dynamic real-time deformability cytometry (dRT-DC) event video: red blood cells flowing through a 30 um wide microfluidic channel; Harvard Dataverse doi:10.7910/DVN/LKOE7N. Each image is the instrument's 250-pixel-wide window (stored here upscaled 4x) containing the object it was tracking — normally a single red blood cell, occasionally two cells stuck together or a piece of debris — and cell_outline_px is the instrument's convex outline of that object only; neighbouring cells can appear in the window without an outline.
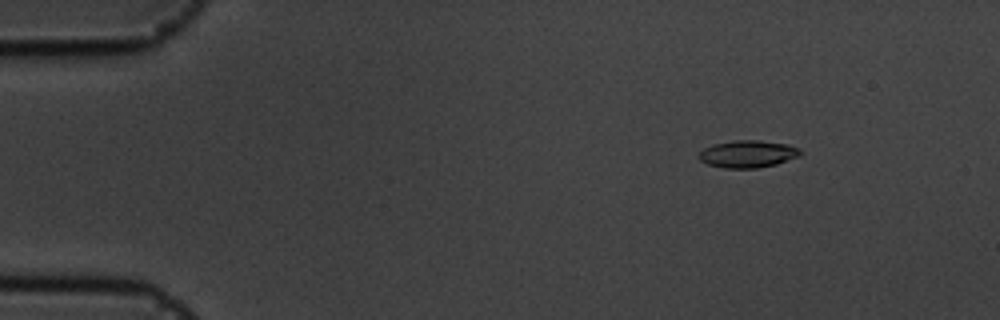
{"species": "common noctule bat (a hibernating species)", "species_latin": "Nyctalus noctula", "temperature_condition": "cold", "stored_images_in_passage": 50, "camera_frame_rate_fps": 3000, "um_per_image_px": 0.085, "animal": {"sex": "male", "body_mass_g": 19.5, "forearm_length_mm": 54.6}, "frame": {"image": 1, "passage_image": 1, "time_ms": 0.0, "image_size_px": [1000, 320], "cell_outline_px": [[800, 156], [776, 164], [756, 168], [724, 168], [708, 164], [700, 160], [696, 156], [704, 148], [712, 144], [732, 140], [756, 140], [788, 144], [800, 148]], "centroid_in_image_um": [63.54, 13.08], "position_along_channel_um": 21.5, "area_um2": 16.18}}
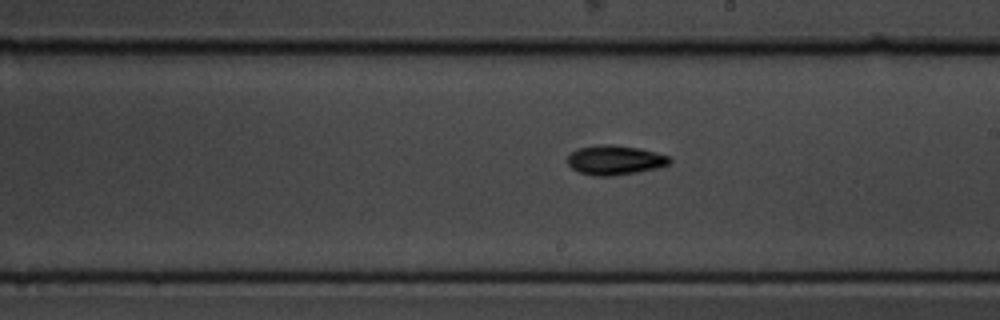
{"frame": {"image": 2, "passage_image": 26, "time_ms": 8.333, "image_size_px": [1000, 320], "cell_outline_px": [[672, 160], [668, 164], [656, 168], [636, 172], [612, 176], [592, 176], [580, 172], [572, 168], [568, 164], [568, 156], [572, 152], [580, 148], [608, 144], [612, 144], [640, 148], [656, 152], [668, 156]], "centroid_in_image_um": [52.28, 13.61], "position_along_channel_um": 236.7, "area_um2": 17.34}}
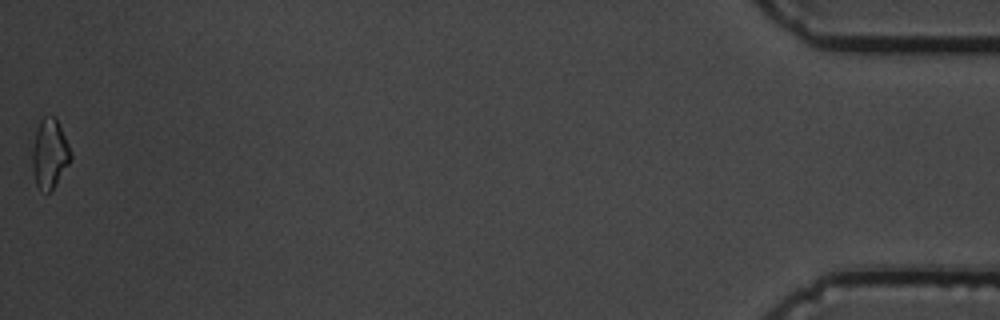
{"frame": {"image": 3, "passage_image": 50, "time_ms": 16.333, "image_size_px": [1000, 320], "cell_outline_px": [[72, 160], [56, 184], [48, 192], [40, 188], [36, 184], [32, 172], [32, 148], [36, 128], [40, 120], [44, 116], [56, 116], [72, 152]], "centroid_in_image_um": [4.23, 13.02], "position_along_channel_um": 431.0, "area_um2": 15.72}, "authors_computed_cell_mechanics": {"area_um2": 16.0684, "velocity_mm_per_s": 3.5857, "shape_relaxation_time_tau1_ms": 2.2954, "shape_relaxation_time_tau2_ms": null, "deformation_change_tau1": 0.1075, "deformation_change_tau2": null}}